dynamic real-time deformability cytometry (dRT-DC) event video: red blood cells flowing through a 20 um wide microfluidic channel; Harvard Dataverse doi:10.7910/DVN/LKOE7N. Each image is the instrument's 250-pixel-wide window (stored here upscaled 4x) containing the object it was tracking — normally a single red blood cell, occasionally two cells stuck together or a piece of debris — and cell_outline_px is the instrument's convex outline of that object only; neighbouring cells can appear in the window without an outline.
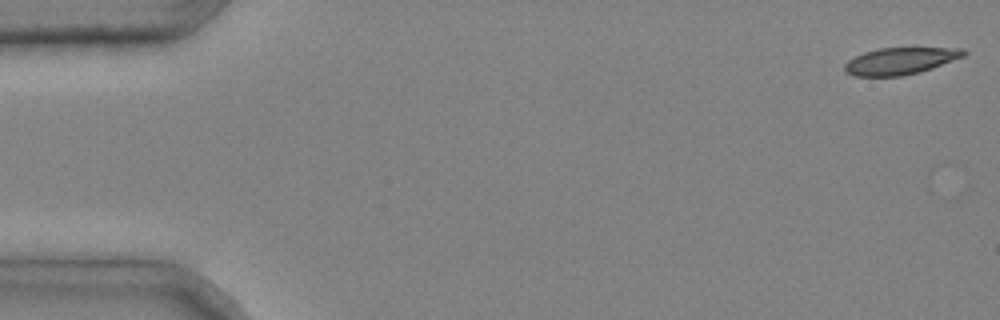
{"species": "common noctule bat (a hibernating species)", "species_latin": "Nyctalus noctula", "temperature_condition": "cold", "stored_images_in_passage": 4, "camera_frame_rate_fps": 3000, "um_per_image_px": 0.085, "animal": {"sex": "male", "body_mass_g": 20.4}, "frame": {"image": 1, "passage_image": 1, "time_ms": 0.0, "image_size_px": [1000, 320], "cell_outline_px": [[968, 52], [964, 56], [932, 68], [920, 72], [900, 76], [852, 76], [844, 72], [844, 64], [848, 60], [864, 52], [880, 48], [964, 48]], "centroid_in_image_um": [76.51, 5.19], "position_along_channel_um": 8.5, "area_um2": 18.67}}
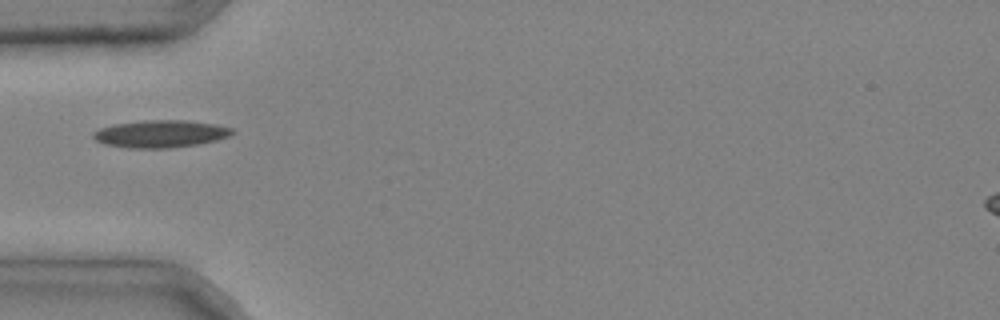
{"frame": {"image": 2, "passage_image": 3, "time_ms": 0.667, "image_size_px": [1000, 320], "cell_outline_px": [[236, 132], [228, 136], [216, 140], [196, 144], [172, 148], [124, 148], [104, 144], [96, 140], [92, 136], [92, 132], [100, 128], [116, 124], [144, 120], [188, 120], [216, 124], [232, 128]], "centroid_in_image_um": [13.64, 11.37], "position_along_channel_um": 71.4, "area_um2": 22.25}}